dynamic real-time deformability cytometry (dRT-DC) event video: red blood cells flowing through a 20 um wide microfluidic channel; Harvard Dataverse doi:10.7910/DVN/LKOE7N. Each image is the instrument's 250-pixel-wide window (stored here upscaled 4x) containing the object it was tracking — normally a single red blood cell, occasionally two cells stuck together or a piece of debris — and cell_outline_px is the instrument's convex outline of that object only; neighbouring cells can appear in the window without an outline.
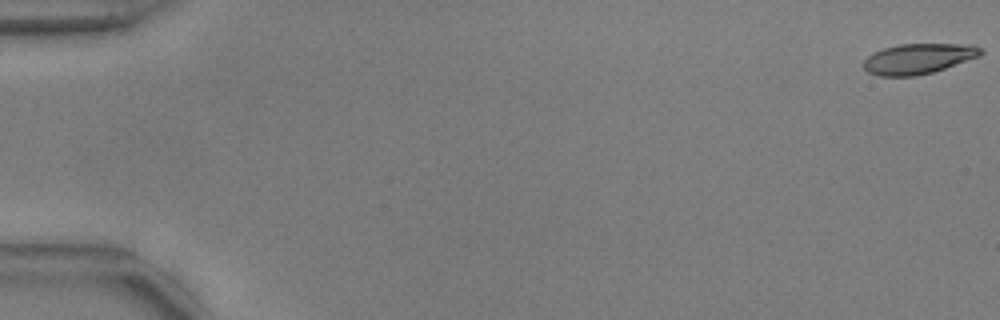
{"species": "common noctule bat (a hibernating species)", "species_latin": "Nyctalus noctula", "temperature_condition": "warm", "stored_images_in_passage": 55, "camera_frame_rate_fps": 3000, "um_per_image_px": 0.085, "animal": {"sex": "male", "body_mass_g": 17.9, "forearm_length_mm": 54.2}, "frame": {"image": 1, "passage_image": 1, "time_ms": 0.0, "image_size_px": [1000, 320], "cell_outline_px": [[984, 52], [980, 56], [932, 72], [916, 76], [880, 76], [868, 72], [864, 68], [864, 60], [868, 56], [884, 48], [900, 44], [976, 44]], "centroid_in_image_um": [78.09, 4.98], "position_along_channel_um": 6.9, "area_um2": 20.58}}
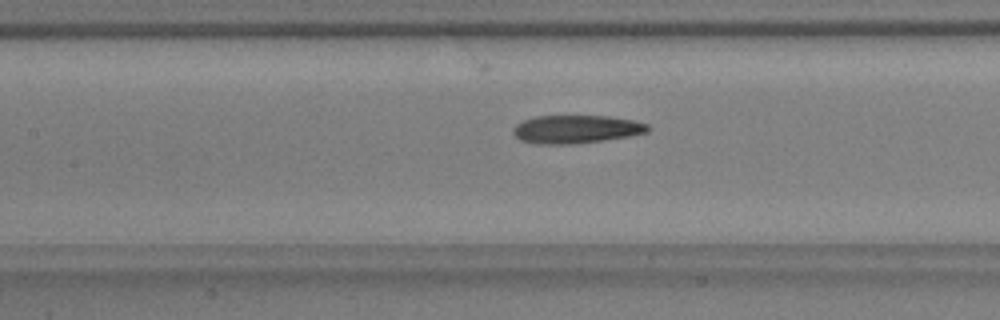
{"frame": {"image": 2, "passage_image": 26, "time_ms": 8.333, "image_size_px": [1000, 320], "cell_outline_px": [[652, 128], [648, 132], [628, 136], [576, 144], [536, 144], [520, 140], [512, 132], [512, 128], [516, 124], [524, 120], [536, 116], [608, 116], [632, 120], [648, 124]], "centroid_in_image_um": [48.96, 10.98], "position_along_channel_um": 158.4, "area_um2": 22.14}}
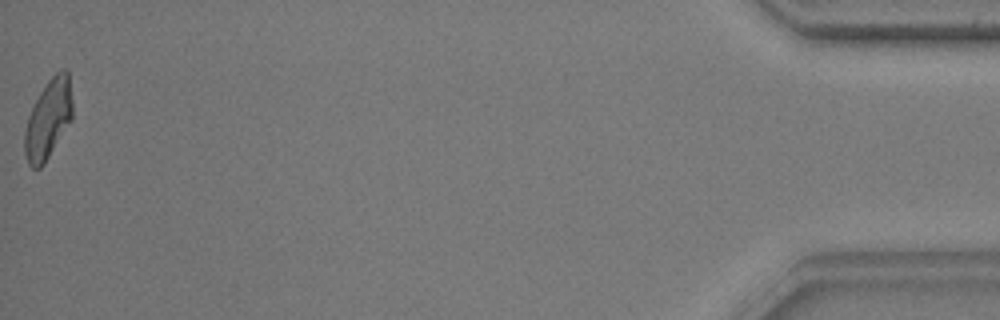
{"frame": {"image": 3, "passage_image": 55, "time_ms": 18.0, "image_size_px": [1000, 320], "cell_outline_px": [[72, 120], [44, 164], [40, 168], [32, 168], [28, 164], [24, 152], [24, 132], [28, 116], [40, 92], [48, 80], [60, 68], [64, 68], [68, 72], [72, 100]], "centroid_in_image_um": [4.1, 10.13], "position_along_channel_um": 431.1, "area_um2": 22.14}, "authors_computed_cell_mechanics": {"area_um2": 22.1374, "velocity_mm_per_s": 3.756, "shape_relaxation_time_tau1_ms": 7.5208, "shape_relaxation_time_tau2_ms": 1.2989, "deformation_change_tau1": 0.2642, "deformation_change_tau2": 0.0981}}